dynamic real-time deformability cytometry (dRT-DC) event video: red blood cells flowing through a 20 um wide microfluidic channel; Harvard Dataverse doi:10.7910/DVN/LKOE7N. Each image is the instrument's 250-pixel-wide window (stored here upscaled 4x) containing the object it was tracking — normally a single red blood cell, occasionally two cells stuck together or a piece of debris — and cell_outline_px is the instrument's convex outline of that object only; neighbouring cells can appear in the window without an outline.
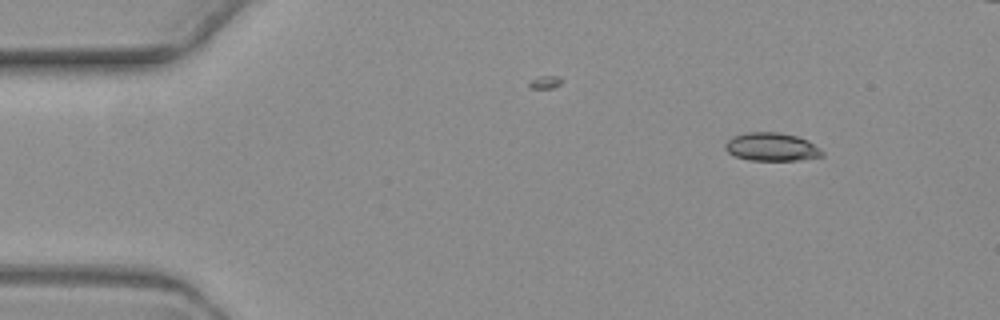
{"species": "common noctule bat (a hibernating species)", "species_latin": "Nyctalus noctula", "temperature_condition": "warm", "stored_images_in_passage": 4, "segment_of_instrument_passage": [1, 2], "camera_frame_rate_fps": 3000, "um_per_image_px": 0.085, "animal": {"sex": "female", "body_mass_g": 19.3, "forearm_length_mm": 54.1}, "frame": {"image": 1, "passage_image": 1, "time_ms": 0.0, "image_size_px": [1000, 320], "cell_outline_px": [[824, 156], [800, 160], [748, 160], [736, 156], [728, 152], [724, 148], [724, 144], [732, 136], [748, 132], [776, 132], [796, 136], [808, 140], [820, 148], [824, 152]], "centroid_in_image_um": [65.6, 12.49], "position_along_channel_um": 19.4, "area_um2": 16.01}}